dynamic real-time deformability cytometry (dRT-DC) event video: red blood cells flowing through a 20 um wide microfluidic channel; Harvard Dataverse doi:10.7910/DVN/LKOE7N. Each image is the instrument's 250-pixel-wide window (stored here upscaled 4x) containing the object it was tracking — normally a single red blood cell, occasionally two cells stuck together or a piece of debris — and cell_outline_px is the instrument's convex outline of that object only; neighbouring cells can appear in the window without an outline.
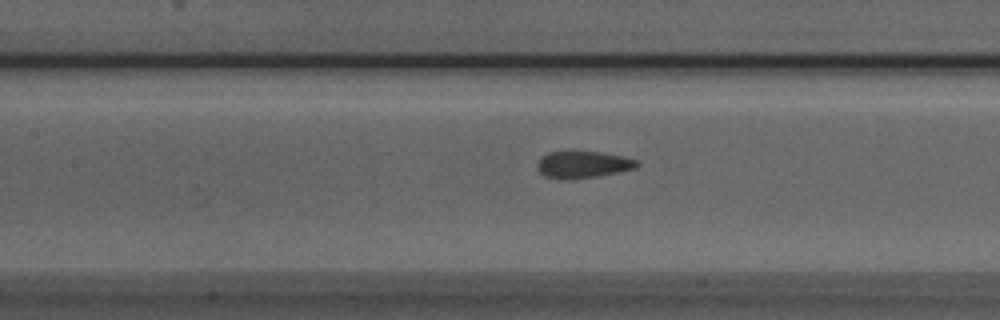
{"species": "Egyptian fruit bat (a non-hibernating species)", "species_latin": "Rousettus aegyptiacus", "temperature_condition": "room temperature", "stored_images_in_passage": 43, "camera_frame_rate_fps": 3000, "um_per_image_px": 0.085, "animal": {"sex": "male"}, "frame": {"image": 1, "passage_image": 21, "time_ms": 6.667, "image_size_px": [1000, 320], "cell_outline_px": [[640, 164], [636, 168], [596, 176], [572, 180], [564, 180], [544, 176], [536, 168], [536, 164], [540, 156], [548, 152], [600, 152], [620, 156], [636, 160]], "centroid_in_image_um": [49.48, 14.0], "position_along_channel_um": 157.9, "area_um2": 15.61}}
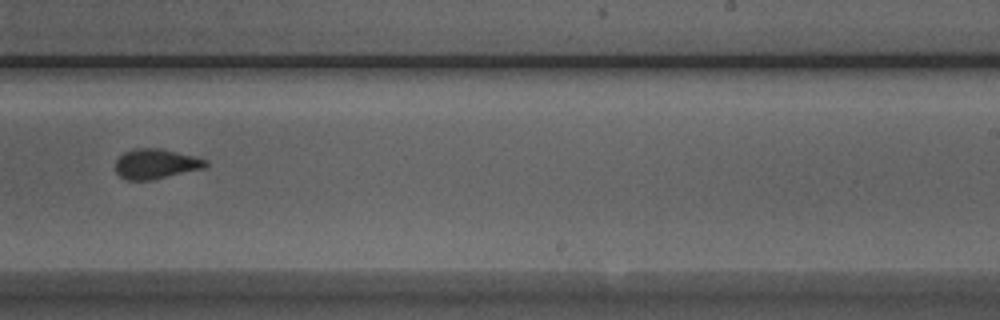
{"frame": {"image": 2, "passage_image": 30, "time_ms": 9.667, "image_size_px": [1000, 320], "cell_outline_px": [[208, 164], [204, 168], [152, 180], [128, 180], [120, 176], [116, 172], [116, 160], [124, 152], [136, 148], [160, 148], [208, 160]], "centroid_in_image_um": [13.24, 13.93], "position_along_channel_um": 275.8, "area_um2": 15.61}}
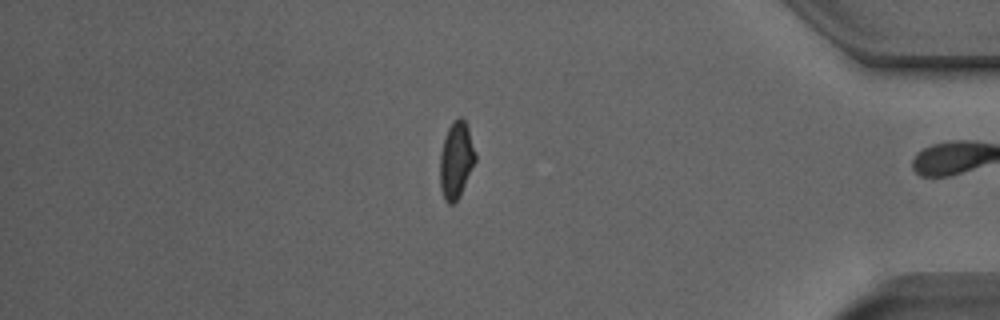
{"frame": {"image": 3, "passage_image": 42, "time_ms": 13.667, "image_size_px": [1000, 320], "cell_outline_px": [[476, 160], [460, 196], [452, 204], [448, 204], [444, 200], [440, 188], [440, 152], [444, 136], [452, 120], [460, 116], [464, 120], [468, 128], [476, 152]], "centroid_in_image_um": [38.76, 13.6], "position_along_channel_um": 396.4, "area_um2": 16.01}, "authors_computed_cell_mechanics": {"area_um2": 16.3574, "velocity_mm_per_s": 3.9452, "shape_relaxation_time_tau1_ms": 5.9618, "shape_relaxation_time_tau2_ms": 1.2932, "deformation_change_tau1": 0.1314, "deformation_change_tau2": 0.0665}}